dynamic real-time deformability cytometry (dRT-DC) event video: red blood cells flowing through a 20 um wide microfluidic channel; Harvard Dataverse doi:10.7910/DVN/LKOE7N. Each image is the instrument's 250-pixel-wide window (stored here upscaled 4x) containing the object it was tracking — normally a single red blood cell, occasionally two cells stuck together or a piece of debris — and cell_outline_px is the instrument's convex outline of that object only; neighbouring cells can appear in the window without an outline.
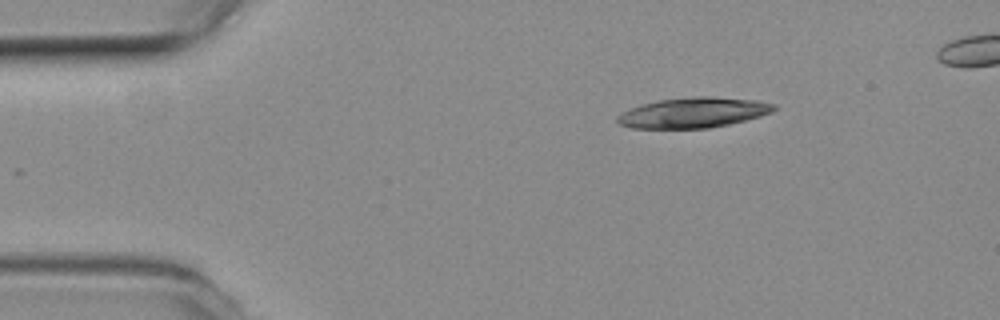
{"species": "common noctule bat (a hibernating species)", "species_latin": "Nyctalus noctula", "temperature_condition": "room temperature", "stored_images_in_passage": 4, "camera_frame_rate_fps": 3000, "um_per_image_px": 0.085, "animal": {"sex": "female", "body_mass_g": 19.3, "forearm_length_mm": 54.1}, "frame": {"image": 1, "passage_image": 1, "time_ms": 0.0, "image_size_px": [1000, 320], "cell_outline_px": [[776, 108], [772, 112], [760, 116], [728, 124], [708, 128], [632, 128], [620, 124], [616, 120], [616, 116], [632, 108], [644, 104], [660, 100], [692, 96], [708, 96], [756, 100], [776, 104]], "centroid_in_image_um": [58.96, 9.57], "position_along_channel_um": 26.0, "area_um2": 27.34}}